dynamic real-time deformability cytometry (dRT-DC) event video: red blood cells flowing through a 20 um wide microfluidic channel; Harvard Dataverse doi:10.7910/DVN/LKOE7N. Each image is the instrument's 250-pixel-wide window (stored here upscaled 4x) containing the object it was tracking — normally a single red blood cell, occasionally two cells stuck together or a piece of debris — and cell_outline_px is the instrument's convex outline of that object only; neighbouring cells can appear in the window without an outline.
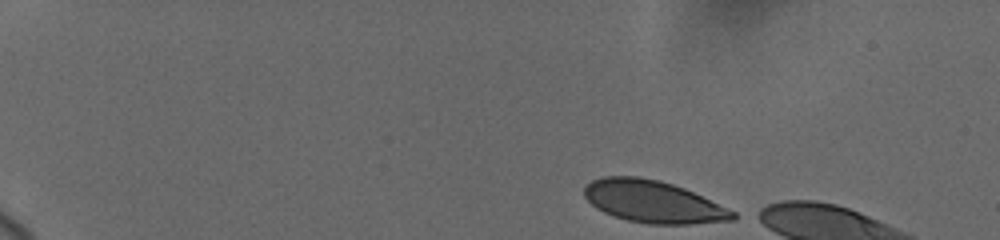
{"species": "human", "species_latin": "Homo sapiens", "temperature_condition": "cold", "stored_images_in_passage": 8, "camera_frame_rate_fps": 3000, "um_per_image_px": 0.085, "donor": {"sex": "female"}, "frame": {"image": 1, "passage_image": 1, "time_ms": 0.0, "image_size_px": [1000, 240], "cell_outline_px": [[744, 216], [736, 220], [688, 224], [648, 224], [628, 220], [604, 212], [596, 208], [584, 196], [584, 188], [592, 180], [604, 176], [636, 176], [660, 180], [684, 188], [736, 212]], "centroid_in_image_um": [55.56, 17.15], "position_along_channel_um": 29.4, "area_um2": 36.47}}